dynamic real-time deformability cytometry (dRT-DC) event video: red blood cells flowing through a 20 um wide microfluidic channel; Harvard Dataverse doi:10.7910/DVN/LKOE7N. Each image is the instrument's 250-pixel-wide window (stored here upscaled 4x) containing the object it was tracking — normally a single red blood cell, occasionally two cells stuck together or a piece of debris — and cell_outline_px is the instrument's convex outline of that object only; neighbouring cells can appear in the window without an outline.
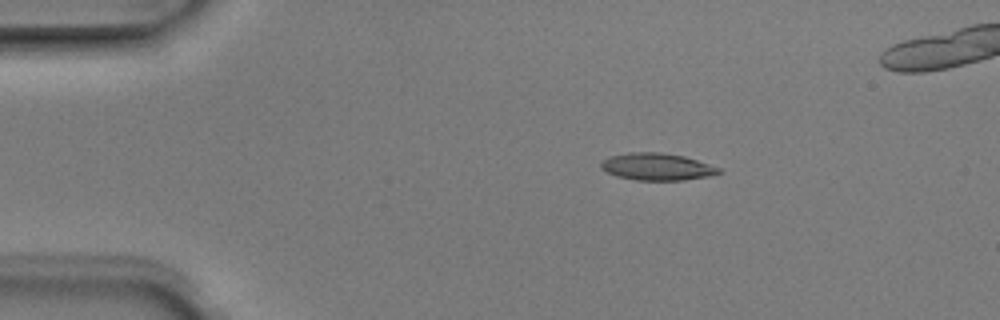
{"species": "Egyptian fruit bat (a non-hibernating species)", "species_latin": "Rousettus aegyptiacus", "temperature_condition": "room temperature", "stored_images_in_passage": 3, "camera_frame_rate_fps": 3000, "um_per_image_px": 0.085, "animal": {"sex": "male"}, "frame": {"image": 1, "passage_image": 2, "time_ms": 0.333, "image_size_px": [1000, 320], "cell_outline_px": [[720, 172], [708, 176], [684, 180], [636, 180], [616, 176], [600, 168], [600, 164], [604, 160], [612, 156], [628, 152], [660, 152], [684, 156], [720, 168]], "centroid_in_image_um": [55.82, 14.17], "position_along_channel_um": 29.2, "area_um2": 18.38}}